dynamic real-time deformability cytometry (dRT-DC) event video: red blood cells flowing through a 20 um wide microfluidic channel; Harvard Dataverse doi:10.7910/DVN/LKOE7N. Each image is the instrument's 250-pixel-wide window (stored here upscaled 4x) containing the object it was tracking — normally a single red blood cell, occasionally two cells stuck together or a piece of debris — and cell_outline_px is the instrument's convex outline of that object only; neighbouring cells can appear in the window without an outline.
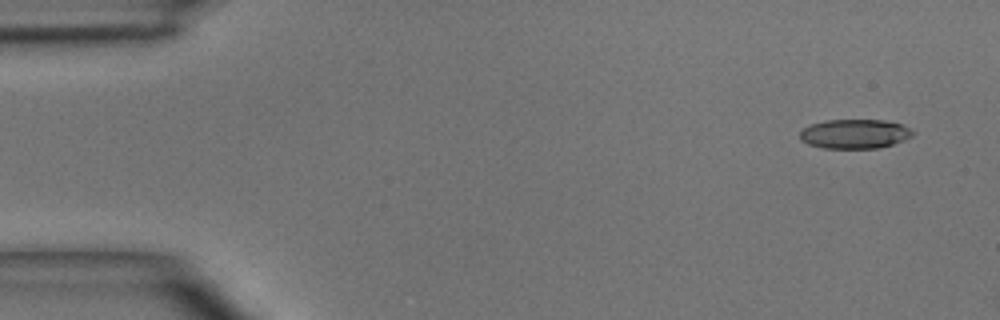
{"species": "common noctule bat (a hibernating species)", "species_latin": "Nyctalus noctula", "temperature_condition": "room temperature", "stored_images_in_passage": 4, "camera_frame_rate_fps": 3000, "um_per_image_px": 0.085, "animal": {"sex": "male", "body_mass_g": 15.6}, "frame": {"image": 1, "passage_image": 1, "time_ms": 0.0, "image_size_px": [1000, 320], "cell_outline_px": [[916, 132], [912, 136], [904, 140], [892, 144], [876, 148], [824, 148], [808, 144], [800, 140], [800, 132], [804, 128], [812, 124], [824, 120], [884, 120], [900, 124], [912, 128]], "centroid_in_image_um": [72.67, 11.37], "position_along_channel_um": 12.3, "area_um2": 19.31}}
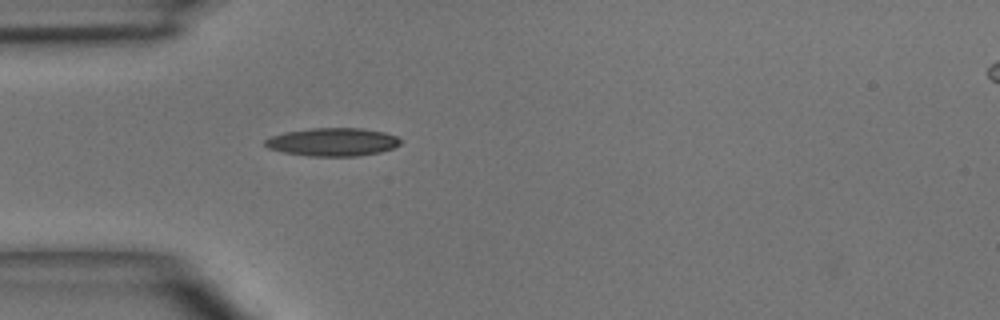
{"frame": {"image": 2, "passage_image": 4, "time_ms": 3.667, "image_size_px": [1000, 320], "cell_outline_px": [[404, 140], [400, 144], [392, 148], [380, 152], [356, 156], [308, 156], [284, 152], [268, 148], [264, 144], [264, 140], [272, 136], [284, 132], [312, 128], [360, 128], [384, 132], [396, 136]], "centroid_in_image_um": [28.29, 12.06], "position_along_channel_um": 56.7, "area_um2": 22.2}}